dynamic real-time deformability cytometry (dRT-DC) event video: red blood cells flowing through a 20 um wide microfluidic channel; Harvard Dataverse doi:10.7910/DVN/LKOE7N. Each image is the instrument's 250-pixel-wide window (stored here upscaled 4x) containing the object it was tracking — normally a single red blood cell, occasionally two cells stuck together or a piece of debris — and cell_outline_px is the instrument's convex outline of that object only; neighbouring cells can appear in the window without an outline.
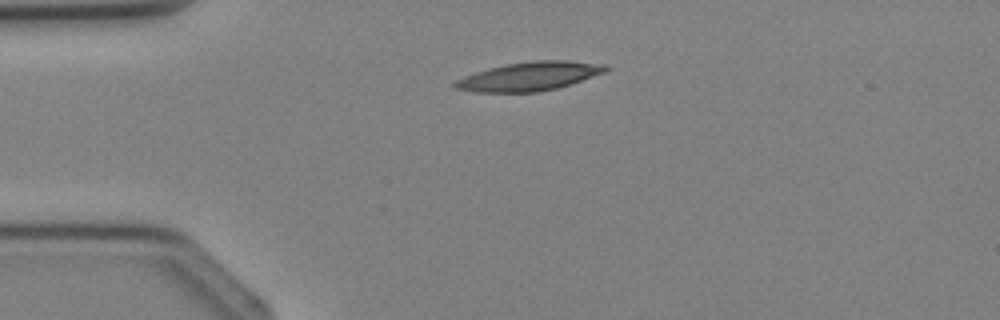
{"species": "Egyptian fruit bat (a non-hibernating species)", "species_latin": "Rousettus aegyptiacus", "temperature_condition": "cold", "stored_images_in_passage": 2, "camera_frame_rate_fps": 3000, "um_per_image_px": 0.085, "animal": {"sex": "female"}, "frame": {"image": 1, "passage_image": 1, "time_ms": 0.0, "image_size_px": [1000, 320], "cell_outline_px": [[608, 68], [604, 72], [556, 88], [540, 92], [476, 92], [456, 88], [452, 84], [456, 80], [464, 76], [476, 72], [504, 64], [536, 60], [568, 60], [608, 64]], "centroid_in_image_um": [44.99, 6.48], "position_along_channel_um": 40.0, "area_um2": 25.03}}